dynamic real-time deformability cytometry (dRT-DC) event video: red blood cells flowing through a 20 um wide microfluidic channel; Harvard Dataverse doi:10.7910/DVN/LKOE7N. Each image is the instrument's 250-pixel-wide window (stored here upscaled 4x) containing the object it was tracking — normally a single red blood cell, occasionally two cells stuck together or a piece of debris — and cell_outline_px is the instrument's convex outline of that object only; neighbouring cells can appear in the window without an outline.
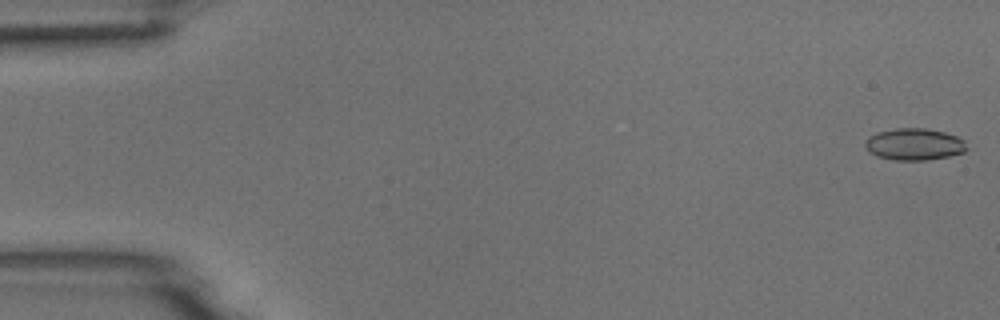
{"species": "common noctule bat (a hibernating species)", "species_latin": "Nyctalus noctula", "temperature_condition": "room temperature", "stored_images_in_passage": 53, "camera_frame_rate_fps": 3000, "um_per_image_px": 0.085, "animal": {"sex": "male", "body_mass_g": 18.8}, "frame": {"image": 1, "passage_image": 1, "time_ms": 0.0, "image_size_px": [1000, 320], "cell_outline_px": [[968, 148], [964, 152], [948, 156], [928, 160], [896, 160], [876, 156], [868, 152], [864, 144], [868, 136], [876, 132], [896, 128], [928, 128], [944, 132], [956, 136], [964, 140]], "centroid_in_image_um": [77.69, 12.26], "position_along_channel_um": 7.3, "area_um2": 19.02}}
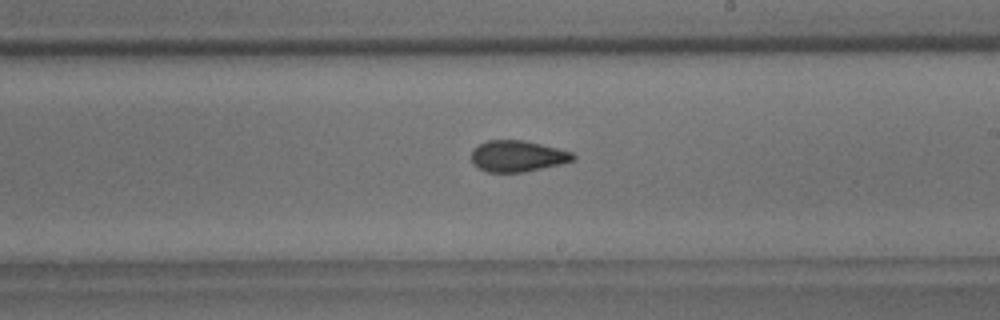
{"frame": {"image": 2, "passage_image": 31, "time_ms": 10.0, "image_size_px": [1000, 320], "cell_outline_px": [[576, 160], [560, 164], [524, 172], [488, 172], [476, 168], [472, 164], [472, 148], [488, 140], [524, 140], [572, 152], [576, 156]], "centroid_in_image_um": [43.97, 13.28], "position_along_channel_um": 245.0, "area_um2": 18.55}}
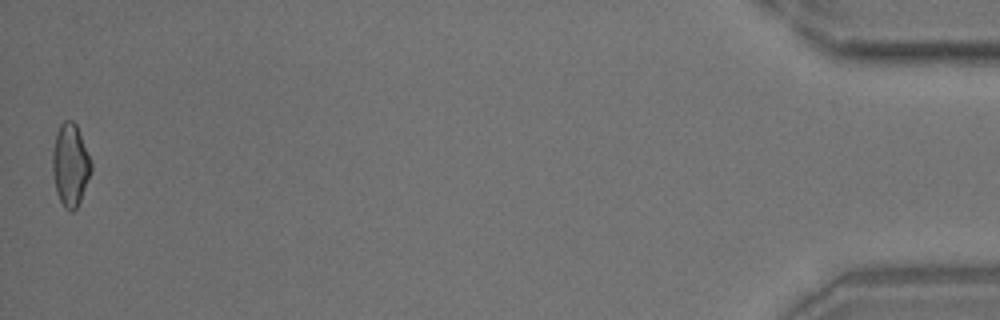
{"frame": {"image": 3, "passage_image": 53, "time_ms": 17.333, "image_size_px": [1000, 320], "cell_outline_px": [[92, 172], [80, 200], [76, 208], [72, 212], [64, 208], [56, 192], [52, 172], [52, 152], [56, 132], [60, 124], [64, 120], [72, 120], [76, 124], [92, 164]], "centroid_in_image_um": [5.96, 14.02], "position_along_channel_um": 429.2, "area_um2": 18.61}}